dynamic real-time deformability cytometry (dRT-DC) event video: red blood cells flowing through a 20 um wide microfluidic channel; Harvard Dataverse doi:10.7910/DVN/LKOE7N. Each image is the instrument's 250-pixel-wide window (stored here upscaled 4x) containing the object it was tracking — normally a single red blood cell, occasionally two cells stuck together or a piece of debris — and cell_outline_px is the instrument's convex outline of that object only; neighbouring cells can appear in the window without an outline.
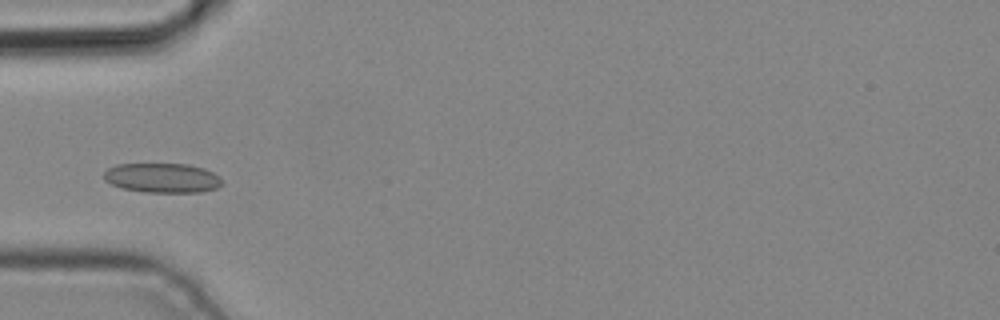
{"species": "common noctule bat (a hibernating species)", "species_latin": "Nyctalus noctula", "temperature_condition": "cold", "stored_images_in_passage": 2, "camera_frame_rate_fps": 3000, "um_per_image_px": 0.085, "animal": {"sex": "male", "body_mass_g": 19.2, "forearm_length_mm": 51.8}, "frame": {"image": 1, "passage_image": 2, "time_ms": 0.333, "image_size_px": [1000, 320], "cell_outline_px": [[224, 184], [216, 188], [200, 192], [144, 192], [124, 188], [112, 184], [104, 180], [104, 172], [108, 168], [116, 164], [188, 164], [204, 168], [220, 176], [224, 180]], "centroid_in_image_um": [13.84, 15.12], "position_along_channel_um": 71.2, "area_um2": 20.46}}